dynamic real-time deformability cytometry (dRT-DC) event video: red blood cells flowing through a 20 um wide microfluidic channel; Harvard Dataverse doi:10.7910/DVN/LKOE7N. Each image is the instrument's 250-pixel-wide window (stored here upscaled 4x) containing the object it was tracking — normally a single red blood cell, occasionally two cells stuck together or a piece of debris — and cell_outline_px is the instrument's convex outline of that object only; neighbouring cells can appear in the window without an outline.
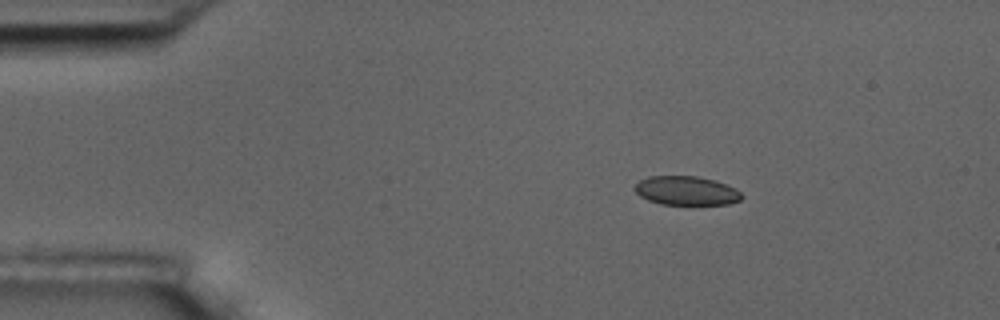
{"species": "common noctule bat (a hibernating species)", "species_latin": "Nyctalus noctula", "temperature_condition": "room temperature", "stored_images_in_passage": 4, "segment_of_instrument_passage": [1, 2], "camera_frame_rate_fps": 3000, "um_per_image_px": 0.085, "animal": {"sex": "male", "body_mass_g": 17.5, "forearm_length_mm": 52.3}, "frame": {"image": 1, "passage_image": 1, "time_ms": 0.0, "image_size_px": [1000, 320], "cell_outline_px": [[744, 196], [740, 200], [728, 204], [692, 208], [660, 204], [648, 200], [640, 196], [632, 188], [640, 180], [648, 176], [696, 176], [716, 180], [736, 188]], "centroid_in_image_um": [58.37, 16.26], "position_along_channel_um": 26.6, "area_um2": 19.13}}